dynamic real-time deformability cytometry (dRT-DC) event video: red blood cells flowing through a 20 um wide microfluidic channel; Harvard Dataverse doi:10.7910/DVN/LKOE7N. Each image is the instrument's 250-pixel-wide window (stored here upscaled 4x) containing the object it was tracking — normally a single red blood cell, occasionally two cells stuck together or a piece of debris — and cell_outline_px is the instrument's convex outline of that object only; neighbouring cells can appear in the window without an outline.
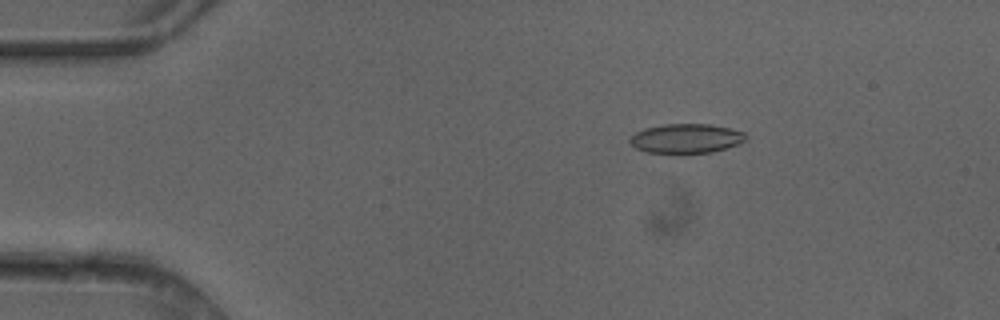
{"species": "common noctule bat (a hibernating species)", "species_latin": "Nyctalus noctula", "temperature_condition": "cold", "stored_images_in_passage": 4, "camera_frame_rate_fps": 3000, "um_per_image_px": 0.085, "animal": {"sex": "female"}, "frame": {"image": 1, "passage_image": 3, "time_ms": 0.667, "image_size_px": [1000, 320], "cell_outline_px": [[748, 140], [712, 152], [676, 156], [648, 152], [636, 148], [628, 140], [636, 132], [644, 128], [664, 124], [708, 124], [732, 128], [744, 132], [748, 136]], "centroid_in_image_um": [58.32, 11.8], "position_along_channel_um": 26.7, "area_um2": 20.52}}